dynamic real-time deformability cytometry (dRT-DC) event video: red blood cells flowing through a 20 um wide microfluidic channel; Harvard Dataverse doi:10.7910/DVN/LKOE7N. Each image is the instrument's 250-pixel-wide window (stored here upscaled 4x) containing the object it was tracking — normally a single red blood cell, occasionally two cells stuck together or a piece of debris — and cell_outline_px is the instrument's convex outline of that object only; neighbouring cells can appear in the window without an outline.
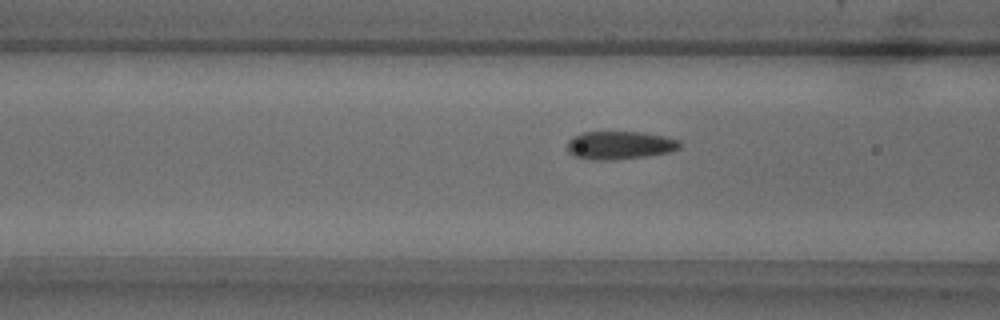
{"species": "common noctule bat (a hibernating species)", "species_latin": "Nyctalus noctula", "temperature_condition": "warm", "stored_images_in_passage": 52, "camera_frame_rate_fps": 3000, "um_per_image_px": 0.085, "animal": {"sex": "male", "body_mass_g": 18.8}, "frame": {"image": 1, "passage_image": 19, "time_ms": 6.0, "image_size_px": [1000, 320], "cell_outline_px": [[680, 148], [672, 152], [648, 156], [612, 160], [588, 160], [576, 156], [568, 152], [568, 140], [572, 136], [580, 132], [644, 132], [664, 136], [680, 140]], "centroid_in_image_um": [52.69, 12.34], "position_along_channel_um": 113.9, "area_um2": 18.73}}
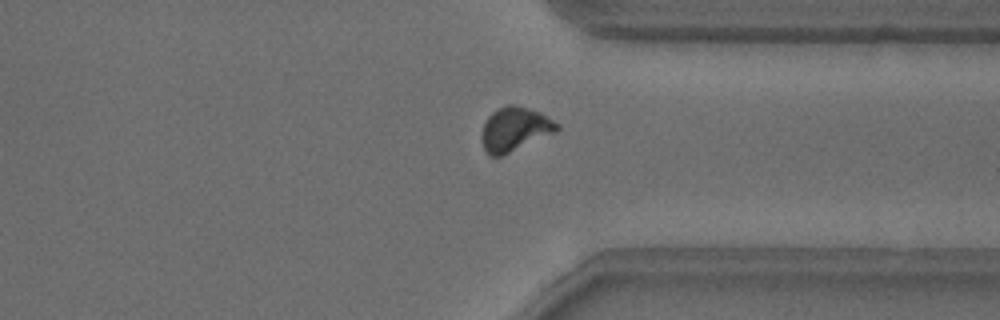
{"frame": {"image": 2, "passage_image": 39, "time_ms": 12.667, "image_size_px": [1000, 320], "cell_outline_px": [[560, 128], [556, 132], [500, 156], [488, 156], [484, 152], [480, 140], [480, 132], [484, 120], [492, 112], [508, 104], [516, 104], [540, 112], [560, 124]], "centroid_in_image_um": [43.7, 10.98], "position_along_channel_um": 367.7, "area_um2": 19.59}}
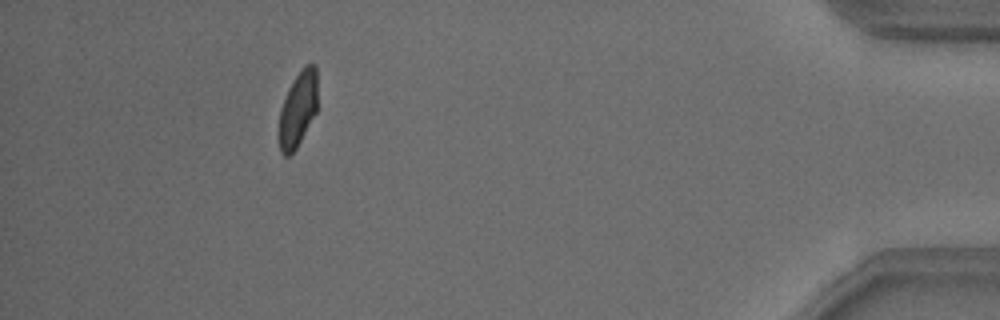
{"frame": {"image": 3, "passage_image": 47, "time_ms": 15.333, "image_size_px": [1000, 320], "cell_outline_px": [[316, 112], [296, 148], [288, 156], [284, 156], [280, 152], [276, 132], [280, 108], [288, 88], [304, 64], [316, 64]], "centroid_in_image_um": [25.26, 9.32], "position_along_channel_um": 409.9, "area_um2": 17.17}, "authors_computed_cell_mechanics": {"area_um2": 18.6116, "velocity_mm_per_s": 3.8225, "shape_relaxation_time_tau1_ms": 5.6497, "shape_relaxation_time_tau2_ms": null, "deformation_change_tau1": 0.14, "deformation_change_tau2": null}}